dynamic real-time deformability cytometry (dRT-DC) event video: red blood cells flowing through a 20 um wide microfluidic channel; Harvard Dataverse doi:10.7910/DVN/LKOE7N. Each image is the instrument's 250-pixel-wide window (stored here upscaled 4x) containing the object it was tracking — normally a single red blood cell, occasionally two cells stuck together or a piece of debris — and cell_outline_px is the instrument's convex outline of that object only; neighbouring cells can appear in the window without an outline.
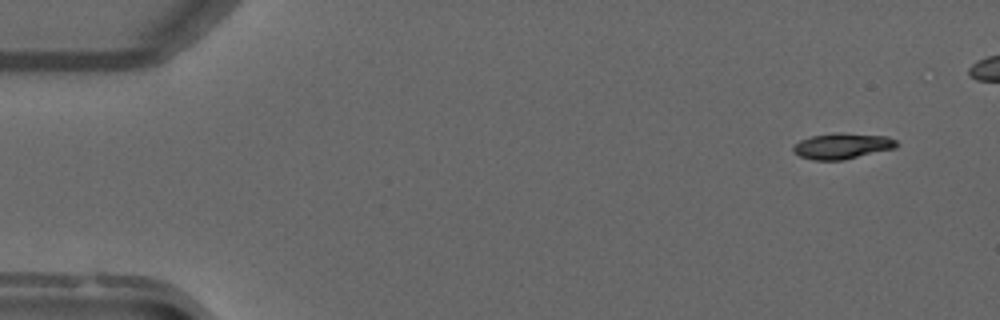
{"species": "common noctule bat (a hibernating species)", "species_latin": "Nyctalus noctula", "temperature_condition": "warm", "stored_images_in_passage": 11, "camera_frame_rate_fps": 3000, "um_per_image_px": 0.085, "animal": {"sex": "male", "forearm_length_mm": 52.5}, "frame": {"image": 1, "passage_image": 4, "time_ms": 1.0, "image_size_px": [1000, 320], "cell_outline_px": [[900, 144], [896, 148], [844, 160], [812, 160], [800, 156], [792, 152], [792, 148], [800, 140], [812, 136], [836, 132], [844, 132], [888, 136], [896, 140]], "centroid_in_image_um": [71.62, 12.4], "position_along_channel_um": 13.4, "area_um2": 15.84}}